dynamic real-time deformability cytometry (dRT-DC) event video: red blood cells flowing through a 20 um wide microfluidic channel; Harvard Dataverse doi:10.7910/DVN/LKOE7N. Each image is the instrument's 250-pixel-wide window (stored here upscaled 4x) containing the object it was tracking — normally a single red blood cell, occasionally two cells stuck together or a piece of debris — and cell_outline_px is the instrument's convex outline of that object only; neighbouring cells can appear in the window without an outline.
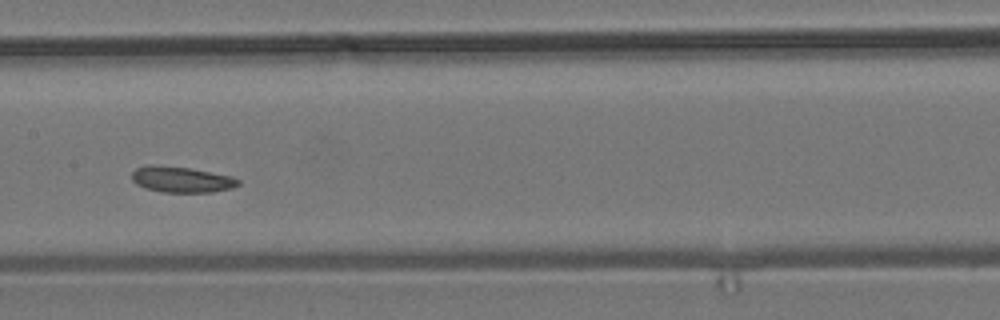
{"species": "common noctule bat (a hibernating species)", "species_latin": "Nyctalus noctula", "temperature_condition": "room temperature", "stored_images_in_passage": 9, "camera_frame_rate_fps": 3000, "um_per_image_px": 0.085, "animal": {"sex": "male", "body_mass_g": 19.2, "forearm_length_mm": 51.8}, "frame": {"image": 1, "passage_image": 6, "time_ms": 1.667, "image_size_px": [1000, 320], "cell_outline_px": [[240, 184], [232, 188], [212, 192], [160, 192], [144, 188], [136, 184], [132, 180], [132, 172], [136, 168], [148, 164], [152, 164], [188, 168], [232, 176], [240, 180]], "centroid_in_image_um": [15.4, 15.26], "position_along_channel_um": 192.0, "area_um2": 16.13}}
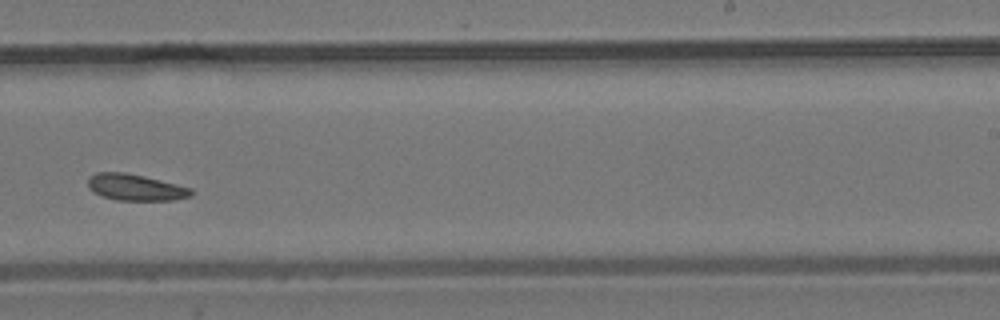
{"frame": {"image": 2, "passage_image": 8, "time_ms": 2.333, "image_size_px": [1000, 320], "cell_outline_px": [[192, 196], [172, 200], [116, 200], [104, 196], [96, 192], [88, 184], [88, 176], [96, 172], [124, 172], [144, 176], [192, 188]], "centroid_in_image_um": [11.54, 15.91], "position_along_channel_um": 277.5, "area_um2": 15.66}}
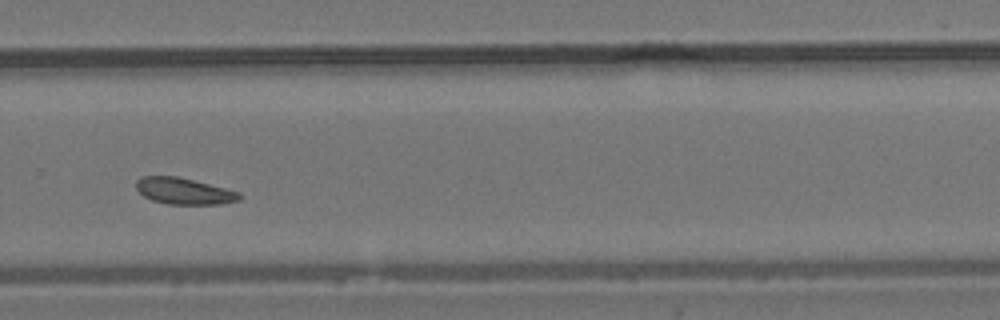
{"frame": {"image": 3, "passage_image": 9, "time_ms": 2.667, "image_size_px": [1000, 320], "cell_outline_px": [[244, 196], [240, 200], [220, 204], [168, 204], [152, 200], [144, 196], [136, 188], [136, 180], [140, 176], [176, 176], [240, 192]], "centroid_in_image_um": [15.64, 16.25], "position_along_channel_um": 314.2, "area_um2": 15.84}}